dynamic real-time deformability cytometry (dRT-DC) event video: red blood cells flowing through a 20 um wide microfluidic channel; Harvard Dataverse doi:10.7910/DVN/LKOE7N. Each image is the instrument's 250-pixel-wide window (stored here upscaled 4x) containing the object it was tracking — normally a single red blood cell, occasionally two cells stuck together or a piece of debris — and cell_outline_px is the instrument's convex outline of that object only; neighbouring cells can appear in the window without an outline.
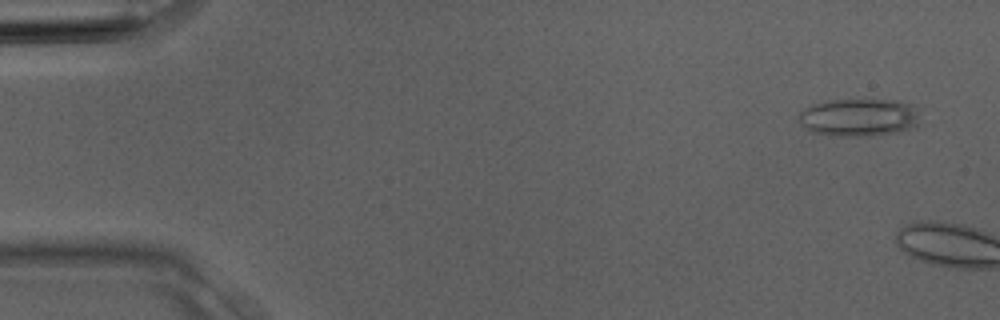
{"species": "Egyptian fruit bat (a non-hibernating species)", "species_latin": "Rousettus aegyptiacus", "temperature_condition": "room temperature", "stored_images_in_passage": 4, "camera_frame_rate_fps": 3000, "um_per_image_px": 0.085, "animal": {"sex": "male"}, "frame": {"image": 1, "passage_image": 1, "time_ms": 0.0, "image_size_px": [1000, 320], "cell_outline_px": [[916, 128], [900, 132], [876, 136], [840, 136], [808, 132], [800, 124], [800, 112], [808, 104], [828, 100], [900, 100], [916, 104]], "centroid_in_image_um": [73.0, 9.98], "position_along_channel_um": 12.0, "area_um2": 27.22}}